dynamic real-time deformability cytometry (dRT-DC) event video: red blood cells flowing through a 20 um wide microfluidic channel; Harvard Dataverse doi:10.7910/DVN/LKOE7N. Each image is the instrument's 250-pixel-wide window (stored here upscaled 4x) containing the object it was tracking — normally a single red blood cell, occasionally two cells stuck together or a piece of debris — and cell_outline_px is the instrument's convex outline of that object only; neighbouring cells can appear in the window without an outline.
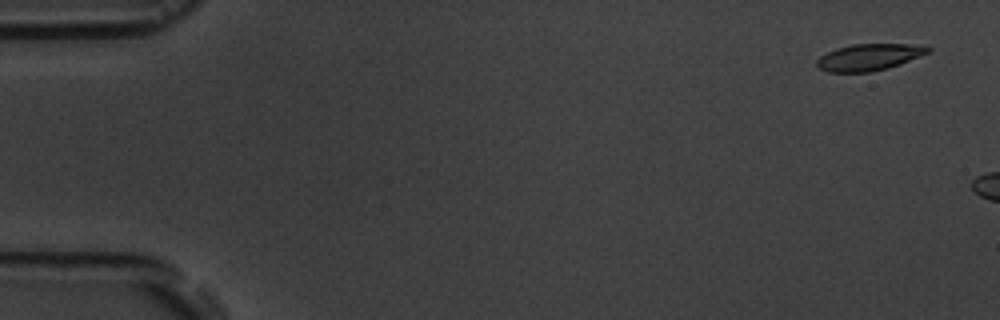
{"species": "common noctule bat (a hibernating species)", "species_latin": "Nyctalus noctula", "temperature_condition": "room temperature", "stored_images_in_passage": 4, "camera_frame_rate_fps": 3000, "um_per_image_px": 0.085, "animal": {"sex": "male", "body_mass_g": 19.5, "forearm_length_mm": 54.6}, "frame": {"image": 1, "passage_image": 1, "time_ms": 0.0, "image_size_px": [1000, 320], "cell_outline_px": [[932, 48], [928, 52], [900, 64], [888, 68], [872, 72], [828, 72], [816, 68], [816, 60], [820, 56], [836, 48], [852, 44], [908, 44]], "centroid_in_image_um": [73.79, 4.87], "position_along_channel_um": 11.2, "area_um2": 17.17}}